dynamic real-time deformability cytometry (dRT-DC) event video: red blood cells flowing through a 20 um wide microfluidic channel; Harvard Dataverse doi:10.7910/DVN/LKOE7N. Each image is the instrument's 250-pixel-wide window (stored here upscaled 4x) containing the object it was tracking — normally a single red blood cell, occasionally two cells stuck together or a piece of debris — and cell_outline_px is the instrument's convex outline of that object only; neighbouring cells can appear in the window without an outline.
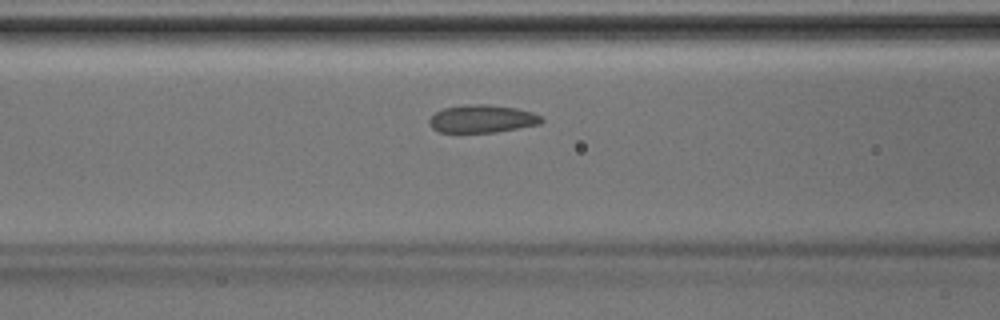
{"species": "Egyptian fruit bat (a non-hibernating species)", "species_latin": "Rousettus aegyptiacus", "temperature_condition": "room temperature", "stored_images_in_passage": 30, "camera_frame_rate_fps": 3000, "um_per_image_px": 0.085, "animal": {"sex": "male"}, "frame": {"image": 1, "passage_image": 4, "time_ms": 1.0, "image_size_px": [1000, 320], "cell_outline_px": [[544, 120], [540, 124], [496, 132], [440, 132], [432, 128], [428, 124], [428, 120], [436, 112], [444, 108], [468, 104], [488, 104], [516, 108], [532, 112], [540, 116]], "centroid_in_image_um": [40.97, 10.09], "position_along_channel_um": 125.6, "area_um2": 18.15}}
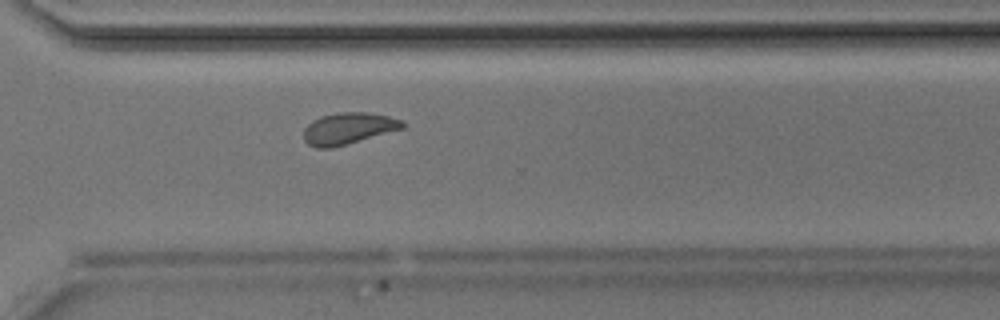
{"frame": {"image": 2, "passage_image": 18, "time_ms": 5.667, "image_size_px": [1000, 320], "cell_outline_px": [[404, 128], [332, 148], [316, 148], [308, 144], [304, 140], [304, 128], [312, 120], [324, 116], [340, 112], [368, 112], [388, 116], [404, 120]], "centroid_in_image_um": [29.61, 10.92], "position_along_channel_um": 341.0, "area_um2": 18.09}}
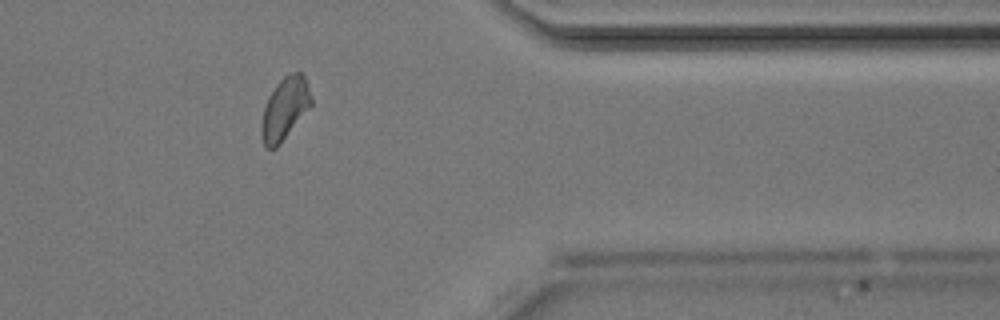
{"frame": {"image": 3, "passage_image": 22, "time_ms": 7.0, "image_size_px": [1000, 320], "cell_outline_px": [[312, 104], [280, 144], [276, 148], [268, 148], [264, 144], [260, 132], [260, 128], [264, 108], [268, 96], [276, 84], [284, 76], [292, 72], [300, 72], [304, 76], [308, 84], [312, 100]], "centroid_in_image_um": [24.2, 9.22], "position_along_channel_um": 387.2, "area_um2": 17.92}}